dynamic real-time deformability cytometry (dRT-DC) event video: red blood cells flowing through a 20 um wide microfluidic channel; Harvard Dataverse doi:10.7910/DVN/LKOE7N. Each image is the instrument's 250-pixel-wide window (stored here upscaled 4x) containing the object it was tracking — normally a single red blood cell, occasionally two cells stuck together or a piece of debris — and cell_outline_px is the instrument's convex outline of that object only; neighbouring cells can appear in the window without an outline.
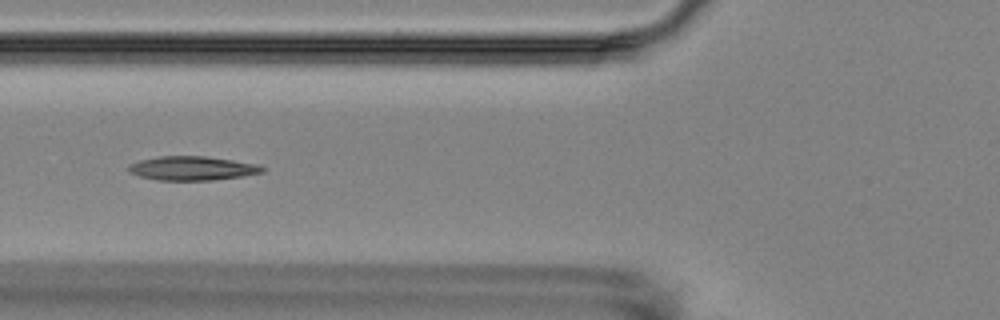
{"species": "Egyptian fruit bat (a non-hibernating species)", "species_latin": "Rousettus aegyptiacus", "temperature_condition": "room temperature", "stored_images_in_passage": 10, "camera_frame_rate_fps": 3000, "um_per_image_px": 0.085, "animal": {"sex": "female"}, "frame": {"image": 1, "passage_image": 6, "time_ms": 6.0, "image_size_px": [1000, 320], "cell_outline_px": [[264, 172], [240, 176], [212, 180], [156, 180], [140, 176], [128, 172], [128, 164], [140, 160], [160, 156], [204, 156], [260, 164], [264, 168]], "centroid_in_image_um": [16.32, 14.3], "position_along_channel_um": 109.5, "area_um2": 18.67}}
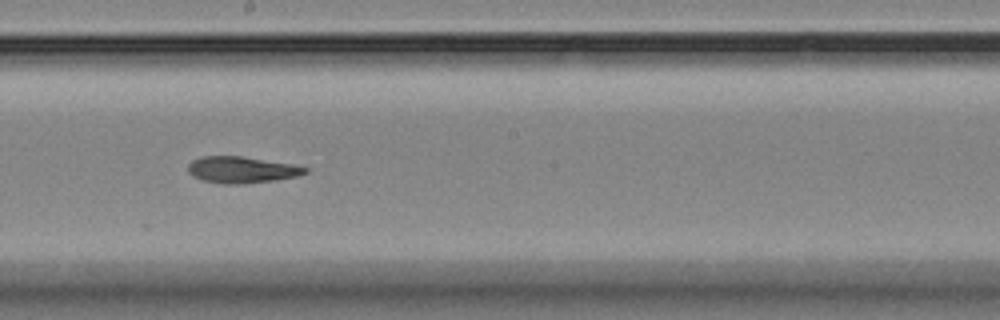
{"frame": {"image": 2, "passage_image": 9, "time_ms": 9.333, "image_size_px": [1000, 320], "cell_outline_px": [[308, 172], [296, 176], [276, 180], [240, 184], [224, 184], [204, 180], [192, 176], [188, 172], [188, 164], [192, 160], [200, 156], [240, 156], [292, 164], [308, 168]], "centroid_in_image_um": [20.51, 14.43], "position_along_channel_um": 227.7, "area_um2": 17.98}}
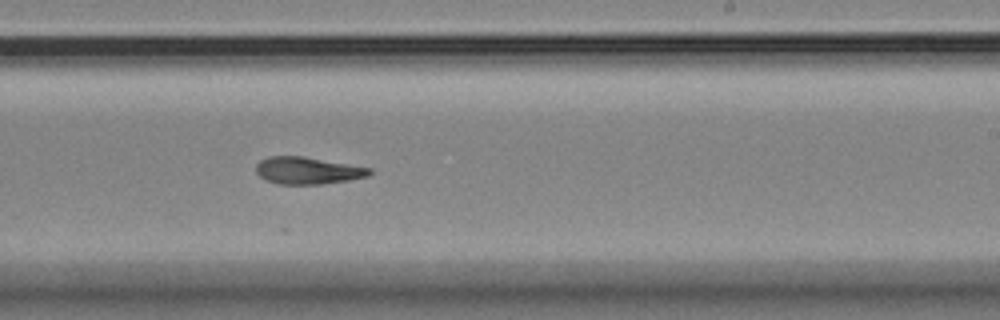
{"frame": {"image": 3, "passage_image": 10, "time_ms": 10.333, "image_size_px": [1000, 320], "cell_outline_px": [[372, 172], [368, 176], [348, 180], [320, 184], [276, 184], [264, 180], [256, 172], [256, 164], [260, 160], [268, 156], [300, 156], [372, 168]], "centroid_in_image_um": [26.11, 14.5], "position_along_channel_um": 262.9, "area_um2": 17.86}}